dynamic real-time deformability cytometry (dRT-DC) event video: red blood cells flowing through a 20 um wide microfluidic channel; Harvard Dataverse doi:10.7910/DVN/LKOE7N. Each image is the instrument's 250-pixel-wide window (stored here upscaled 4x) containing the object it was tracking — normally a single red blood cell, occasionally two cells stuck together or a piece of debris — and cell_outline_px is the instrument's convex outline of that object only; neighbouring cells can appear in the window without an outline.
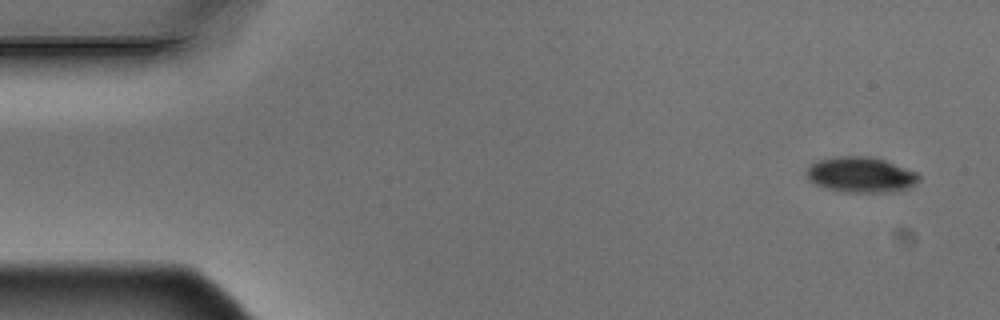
{"species": "Egyptian fruit bat (a non-hibernating species)", "species_latin": "Rousettus aegyptiacus", "temperature_condition": "warm", "stored_images_in_passage": 9, "camera_frame_rate_fps": 3000, "um_per_image_px": 0.085, "animal": {"sex": "male"}, "frame": {"image": 1, "passage_image": 1, "time_ms": 0.0, "image_size_px": [1000, 320], "cell_outline_px": [[920, 180], [916, 184], [908, 188], [896, 192], [844, 192], [824, 188], [808, 180], [804, 172], [812, 164], [820, 160], [840, 156], [872, 156], [920, 172]], "centroid_in_image_um": [73.22, 14.86], "position_along_channel_um": 11.8, "area_um2": 23.58}}
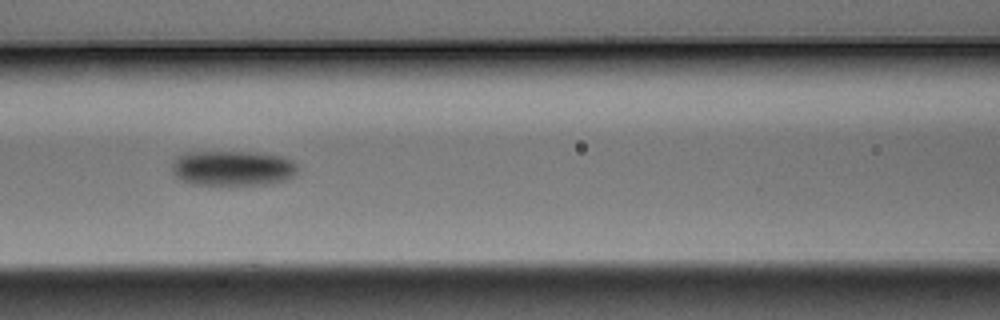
{"frame": {"image": 2, "passage_image": 7, "time_ms": 2.0, "image_size_px": [1000, 320], "cell_outline_px": [[296, 172], [292, 176], [284, 180], [268, 184], [192, 184], [180, 180], [172, 172], [172, 160], [176, 156], [188, 152], [252, 152], [284, 156], [292, 160], [296, 164]], "centroid_in_image_um": [19.74, 14.28], "position_along_channel_um": 146.9, "area_um2": 25.72}}
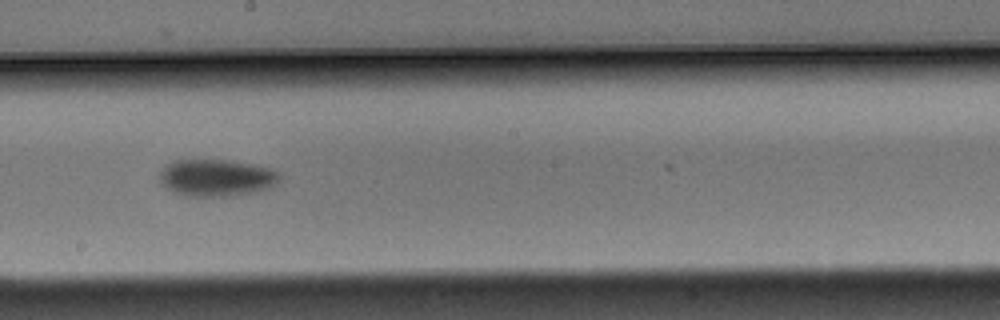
{"frame": {"image": 3, "passage_image": 9, "time_ms": 2.667, "image_size_px": [1000, 320], "cell_outline_px": [[280, 180], [268, 188], [256, 192], [232, 196], [188, 196], [176, 192], [168, 188], [160, 180], [160, 172], [172, 160], [224, 160], [252, 164], [268, 168], [280, 172]], "centroid_in_image_um": [18.43, 15.11], "position_along_channel_um": 229.8, "area_um2": 25.61}}